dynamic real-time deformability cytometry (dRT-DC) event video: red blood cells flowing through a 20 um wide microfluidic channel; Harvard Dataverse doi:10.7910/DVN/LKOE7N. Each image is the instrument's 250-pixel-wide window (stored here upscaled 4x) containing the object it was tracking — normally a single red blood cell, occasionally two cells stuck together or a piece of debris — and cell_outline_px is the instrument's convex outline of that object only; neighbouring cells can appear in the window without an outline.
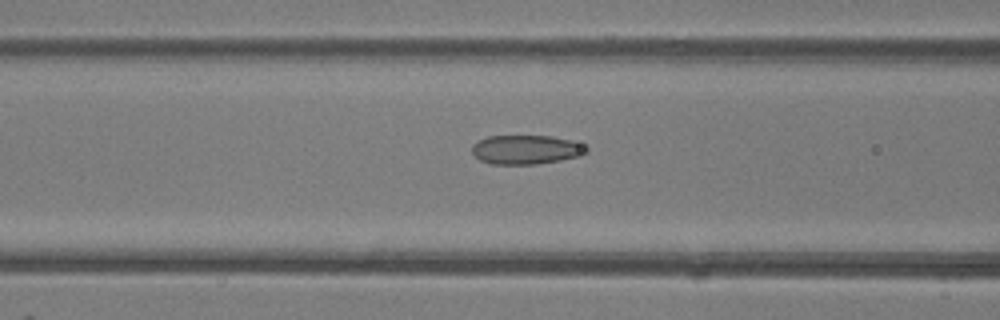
{"species": "common noctule bat (a hibernating species)", "species_latin": "Nyctalus noctula", "temperature_condition": "room temperature", "stored_images_in_passage": 43, "camera_frame_rate_fps": 3000, "um_per_image_px": 0.085, "animal": {"sex": "female"}, "frame": {"image": 1, "passage_image": 15, "time_ms": 4.667, "image_size_px": [1000, 320], "cell_outline_px": [[588, 152], [580, 156], [560, 160], [536, 164], [492, 164], [480, 160], [472, 152], [472, 144], [488, 136], [552, 136], [572, 140], [588, 148]], "centroid_in_image_um": [44.72, 12.72], "position_along_channel_um": 121.9, "area_um2": 19.36}}
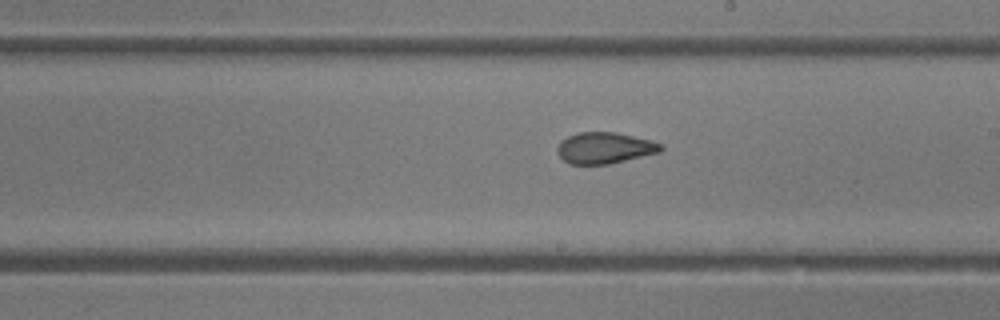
{"frame": {"image": 2, "passage_image": 23, "time_ms": 7.333, "image_size_px": [1000, 320], "cell_outline_px": [[664, 148], [660, 152], [608, 164], [568, 164], [556, 152], [556, 148], [560, 140], [576, 132], [616, 132], [652, 140], [660, 144]], "centroid_in_image_um": [51.36, 12.56], "position_along_channel_um": 237.6, "area_um2": 18.96}}
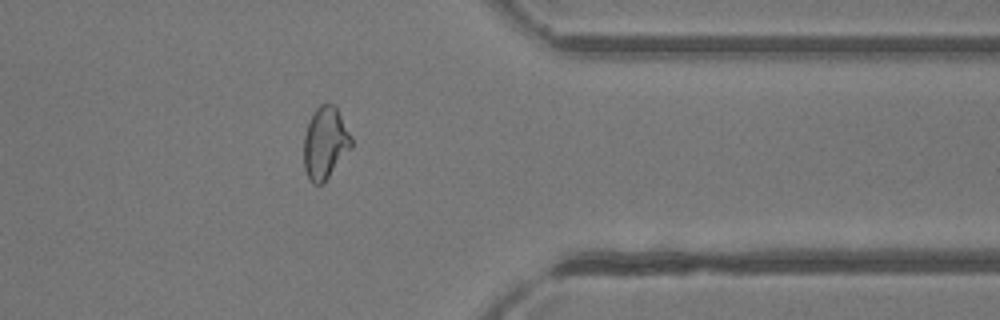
{"frame": {"image": 3, "passage_image": 34, "time_ms": 11.0, "image_size_px": [1000, 320], "cell_outline_px": [[352, 148], [324, 184], [312, 184], [304, 168], [304, 136], [312, 112], [320, 104], [336, 104], [352, 136]], "centroid_in_image_um": [27.67, 12.15], "position_along_channel_um": 383.7, "area_um2": 20.4}, "authors_computed_cell_mechanics": {"area_um2": 20.4034, "velocity_mm_per_s": 4.33, "shape_relaxation_time_tau1_ms": 6.7658, "shape_relaxation_time_tau2_ms": 1.322, "deformation_change_tau1": 0.1442, "deformation_change_tau2": 0.0858}}